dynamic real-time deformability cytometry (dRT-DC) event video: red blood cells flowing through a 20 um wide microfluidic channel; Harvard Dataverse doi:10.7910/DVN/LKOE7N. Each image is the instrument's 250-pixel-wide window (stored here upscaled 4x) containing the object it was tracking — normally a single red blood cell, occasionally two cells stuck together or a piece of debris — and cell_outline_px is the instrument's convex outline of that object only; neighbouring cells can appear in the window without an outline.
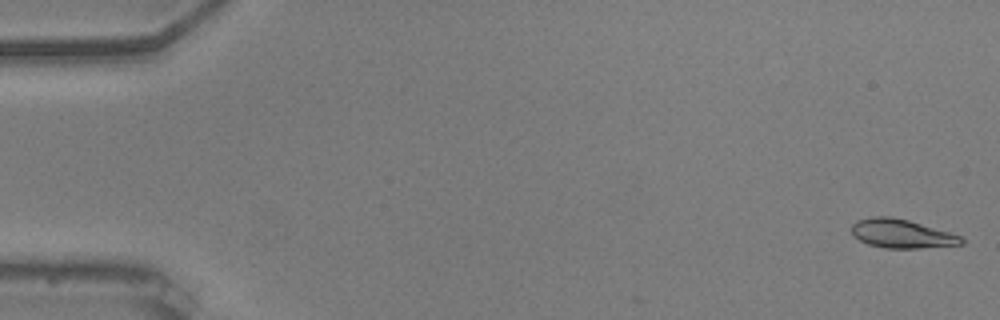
{"species": "common noctule bat (a hibernating species)", "species_latin": "Nyctalus noctula", "temperature_condition": "warm", "stored_images_in_passage": 55, "camera_frame_rate_fps": 3000, "um_per_image_px": 0.085, "animal": {"sex": "male", "body_mass_g": 20.5, "forearm_length_mm": 52.5}, "frame": {"image": 1, "passage_image": 1, "time_ms": 0.0, "image_size_px": [1000, 320], "cell_outline_px": [[964, 244], [920, 248], [884, 248], [868, 244], [852, 236], [852, 224], [856, 220], [872, 216], [892, 216], [908, 220], [948, 232], [960, 236], [964, 240]], "centroid_in_image_um": [76.59, 19.86], "position_along_channel_um": 8.4, "area_um2": 18.38}}
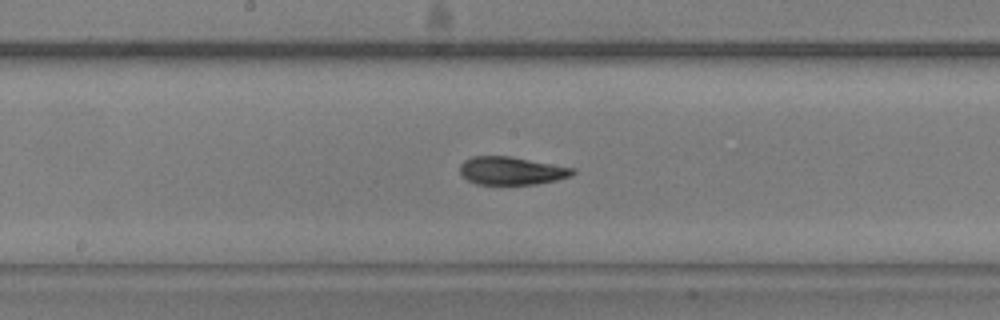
{"frame": {"image": 2, "passage_image": 29, "time_ms": 9.333, "image_size_px": [1000, 320], "cell_outline_px": [[576, 172], [572, 176], [556, 180], [536, 184], [476, 184], [468, 180], [460, 172], [460, 164], [464, 160], [472, 156], [508, 156], [576, 168]], "centroid_in_image_um": [43.5, 14.51], "position_along_channel_um": 204.7, "area_um2": 18.38}}
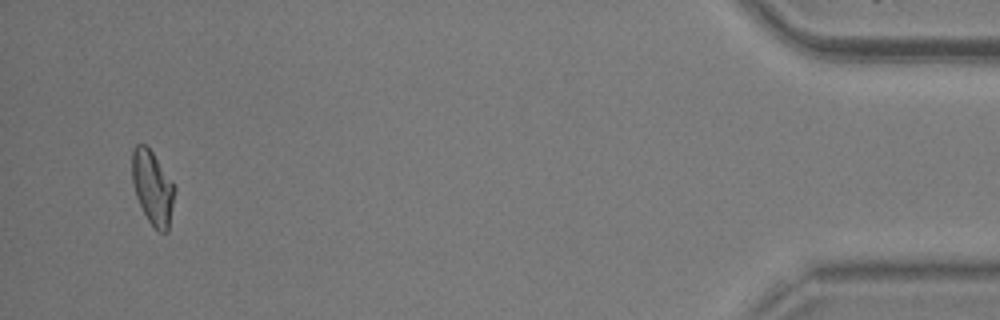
{"frame": {"image": 3, "passage_image": 53, "time_ms": 17.333, "image_size_px": [1000, 320], "cell_outline_px": [[176, 192], [168, 232], [160, 232], [148, 220], [136, 196], [132, 180], [132, 152], [136, 144], [144, 144], [152, 152], [176, 188]], "centroid_in_image_um": [12.98, 15.96], "position_along_channel_um": 422.2, "area_um2": 18.09}, "authors_computed_cell_mechanics": {"area_um2": 18.5538, "velocity_mm_per_s": 3.6899, "shape_relaxation_time_tau1_ms": 7.63, "shape_relaxation_time_tau2_ms": 1.4117, "deformation_change_tau1": 0.2234, "deformation_change_tau2": 0.0701}}